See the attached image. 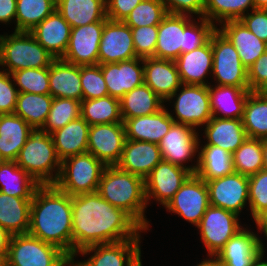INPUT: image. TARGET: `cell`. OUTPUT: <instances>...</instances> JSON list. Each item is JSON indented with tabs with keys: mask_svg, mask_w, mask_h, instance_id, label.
<instances>
[{
	"mask_svg": "<svg viewBox=\"0 0 267 266\" xmlns=\"http://www.w3.org/2000/svg\"><path fill=\"white\" fill-rule=\"evenodd\" d=\"M71 205L72 260L86 247L140 238V232L145 231L127 212L97 192L71 196Z\"/></svg>",
	"mask_w": 267,
	"mask_h": 266,
	"instance_id": "obj_1",
	"label": "cell"
},
{
	"mask_svg": "<svg viewBox=\"0 0 267 266\" xmlns=\"http://www.w3.org/2000/svg\"><path fill=\"white\" fill-rule=\"evenodd\" d=\"M28 234L59 247L72 259L71 196L55 185H40L31 201Z\"/></svg>",
	"mask_w": 267,
	"mask_h": 266,
	"instance_id": "obj_2",
	"label": "cell"
},
{
	"mask_svg": "<svg viewBox=\"0 0 267 266\" xmlns=\"http://www.w3.org/2000/svg\"><path fill=\"white\" fill-rule=\"evenodd\" d=\"M97 193L112 206L127 212L144 230H148L150 225L144 216L147 202L143 178L122 171L117 166H106Z\"/></svg>",
	"mask_w": 267,
	"mask_h": 266,
	"instance_id": "obj_3",
	"label": "cell"
},
{
	"mask_svg": "<svg viewBox=\"0 0 267 266\" xmlns=\"http://www.w3.org/2000/svg\"><path fill=\"white\" fill-rule=\"evenodd\" d=\"M16 164L39 185H54L60 175L61 160L51 134L40 129L33 130L20 150Z\"/></svg>",
	"mask_w": 267,
	"mask_h": 266,
	"instance_id": "obj_4",
	"label": "cell"
},
{
	"mask_svg": "<svg viewBox=\"0 0 267 266\" xmlns=\"http://www.w3.org/2000/svg\"><path fill=\"white\" fill-rule=\"evenodd\" d=\"M54 59L30 32L14 31L11 35H0V66H6L3 71L7 73L46 68Z\"/></svg>",
	"mask_w": 267,
	"mask_h": 266,
	"instance_id": "obj_5",
	"label": "cell"
},
{
	"mask_svg": "<svg viewBox=\"0 0 267 266\" xmlns=\"http://www.w3.org/2000/svg\"><path fill=\"white\" fill-rule=\"evenodd\" d=\"M8 266H71L59 247L29 234L11 235L5 257Z\"/></svg>",
	"mask_w": 267,
	"mask_h": 266,
	"instance_id": "obj_6",
	"label": "cell"
},
{
	"mask_svg": "<svg viewBox=\"0 0 267 266\" xmlns=\"http://www.w3.org/2000/svg\"><path fill=\"white\" fill-rule=\"evenodd\" d=\"M105 165L93 154L86 152L66 158L54 184L70 196L97 192Z\"/></svg>",
	"mask_w": 267,
	"mask_h": 266,
	"instance_id": "obj_7",
	"label": "cell"
},
{
	"mask_svg": "<svg viewBox=\"0 0 267 266\" xmlns=\"http://www.w3.org/2000/svg\"><path fill=\"white\" fill-rule=\"evenodd\" d=\"M212 53L216 85L249 88L247 68L235 46L218 28L212 33Z\"/></svg>",
	"mask_w": 267,
	"mask_h": 266,
	"instance_id": "obj_8",
	"label": "cell"
},
{
	"mask_svg": "<svg viewBox=\"0 0 267 266\" xmlns=\"http://www.w3.org/2000/svg\"><path fill=\"white\" fill-rule=\"evenodd\" d=\"M175 97L174 110L177 119L172 116L173 114L170 113V115L176 123L186 124L196 129L197 126L207 124L213 117L209 86L182 84L165 102Z\"/></svg>",
	"mask_w": 267,
	"mask_h": 266,
	"instance_id": "obj_9",
	"label": "cell"
},
{
	"mask_svg": "<svg viewBox=\"0 0 267 266\" xmlns=\"http://www.w3.org/2000/svg\"><path fill=\"white\" fill-rule=\"evenodd\" d=\"M238 219V215L223 208L212 205L207 208L196 227L209 256H216L226 242L243 229Z\"/></svg>",
	"mask_w": 267,
	"mask_h": 266,
	"instance_id": "obj_10",
	"label": "cell"
},
{
	"mask_svg": "<svg viewBox=\"0 0 267 266\" xmlns=\"http://www.w3.org/2000/svg\"><path fill=\"white\" fill-rule=\"evenodd\" d=\"M209 206L206 182L197 174H191L165 208L197 226Z\"/></svg>",
	"mask_w": 267,
	"mask_h": 266,
	"instance_id": "obj_11",
	"label": "cell"
},
{
	"mask_svg": "<svg viewBox=\"0 0 267 266\" xmlns=\"http://www.w3.org/2000/svg\"><path fill=\"white\" fill-rule=\"evenodd\" d=\"M140 243V238H133L89 246L79 254H94L82 262L72 260L71 266H142Z\"/></svg>",
	"mask_w": 267,
	"mask_h": 266,
	"instance_id": "obj_12",
	"label": "cell"
},
{
	"mask_svg": "<svg viewBox=\"0 0 267 266\" xmlns=\"http://www.w3.org/2000/svg\"><path fill=\"white\" fill-rule=\"evenodd\" d=\"M194 127L174 122L169 132L159 142V148L164 161L187 168L195 174L198 168L196 165L184 166L183 162L192 161V157L199 152V138Z\"/></svg>",
	"mask_w": 267,
	"mask_h": 266,
	"instance_id": "obj_13",
	"label": "cell"
},
{
	"mask_svg": "<svg viewBox=\"0 0 267 266\" xmlns=\"http://www.w3.org/2000/svg\"><path fill=\"white\" fill-rule=\"evenodd\" d=\"M210 205L223 208L239 216L249 201V176L233 172L205 181Z\"/></svg>",
	"mask_w": 267,
	"mask_h": 266,
	"instance_id": "obj_14",
	"label": "cell"
},
{
	"mask_svg": "<svg viewBox=\"0 0 267 266\" xmlns=\"http://www.w3.org/2000/svg\"><path fill=\"white\" fill-rule=\"evenodd\" d=\"M125 141L123 122L90 125L87 152L105 166H116L121 159Z\"/></svg>",
	"mask_w": 267,
	"mask_h": 266,
	"instance_id": "obj_15",
	"label": "cell"
},
{
	"mask_svg": "<svg viewBox=\"0 0 267 266\" xmlns=\"http://www.w3.org/2000/svg\"><path fill=\"white\" fill-rule=\"evenodd\" d=\"M191 174L185 167L162 160L144 179L147 205L154 198L165 207Z\"/></svg>",
	"mask_w": 267,
	"mask_h": 266,
	"instance_id": "obj_16",
	"label": "cell"
},
{
	"mask_svg": "<svg viewBox=\"0 0 267 266\" xmlns=\"http://www.w3.org/2000/svg\"><path fill=\"white\" fill-rule=\"evenodd\" d=\"M105 21L71 28L69 44L61 58L75 65L98 64V53Z\"/></svg>",
	"mask_w": 267,
	"mask_h": 266,
	"instance_id": "obj_17",
	"label": "cell"
},
{
	"mask_svg": "<svg viewBox=\"0 0 267 266\" xmlns=\"http://www.w3.org/2000/svg\"><path fill=\"white\" fill-rule=\"evenodd\" d=\"M131 28L123 21L107 19L99 46L98 64L136 58Z\"/></svg>",
	"mask_w": 267,
	"mask_h": 266,
	"instance_id": "obj_18",
	"label": "cell"
},
{
	"mask_svg": "<svg viewBox=\"0 0 267 266\" xmlns=\"http://www.w3.org/2000/svg\"><path fill=\"white\" fill-rule=\"evenodd\" d=\"M142 64V66L140 65ZM108 95L121 99L126 93L144 83L142 58L100 64Z\"/></svg>",
	"mask_w": 267,
	"mask_h": 266,
	"instance_id": "obj_19",
	"label": "cell"
},
{
	"mask_svg": "<svg viewBox=\"0 0 267 266\" xmlns=\"http://www.w3.org/2000/svg\"><path fill=\"white\" fill-rule=\"evenodd\" d=\"M162 160L158 144L126 139L121 159L116 166L145 179Z\"/></svg>",
	"mask_w": 267,
	"mask_h": 266,
	"instance_id": "obj_20",
	"label": "cell"
},
{
	"mask_svg": "<svg viewBox=\"0 0 267 266\" xmlns=\"http://www.w3.org/2000/svg\"><path fill=\"white\" fill-rule=\"evenodd\" d=\"M259 238L256 233L243 228L226 242L215 257L224 266H252L265 249Z\"/></svg>",
	"mask_w": 267,
	"mask_h": 266,
	"instance_id": "obj_21",
	"label": "cell"
},
{
	"mask_svg": "<svg viewBox=\"0 0 267 266\" xmlns=\"http://www.w3.org/2000/svg\"><path fill=\"white\" fill-rule=\"evenodd\" d=\"M29 32L55 59L64 56L69 44L71 26L57 9Z\"/></svg>",
	"mask_w": 267,
	"mask_h": 266,
	"instance_id": "obj_22",
	"label": "cell"
},
{
	"mask_svg": "<svg viewBox=\"0 0 267 266\" xmlns=\"http://www.w3.org/2000/svg\"><path fill=\"white\" fill-rule=\"evenodd\" d=\"M144 83L166 101L182 82L175 61L149 57L143 59Z\"/></svg>",
	"mask_w": 267,
	"mask_h": 266,
	"instance_id": "obj_23",
	"label": "cell"
},
{
	"mask_svg": "<svg viewBox=\"0 0 267 266\" xmlns=\"http://www.w3.org/2000/svg\"><path fill=\"white\" fill-rule=\"evenodd\" d=\"M174 122L164 106L154 114L126 119L123 123L126 139L159 144Z\"/></svg>",
	"mask_w": 267,
	"mask_h": 266,
	"instance_id": "obj_24",
	"label": "cell"
},
{
	"mask_svg": "<svg viewBox=\"0 0 267 266\" xmlns=\"http://www.w3.org/2000/svg\"><path fill=\"white\" fill-rule=\"evenodd\" d=\"M175 64L182 84L209 86L204 78L213 70L212 35L205 45L181 53Z\"/></svg>",
	"mask_w": 267,
	"mask_h": 266,
	"instance_id": "obj_25",
	"label": "cell"
},
{
	"mask_svg": "<svg viewBox=\"0 0 267 266\" xmlns=\"http://www.w3.org/2000/svg\"><path fill=\"white\" fill-rule=\"evenodd\" d=\"M49 88L53 98H71L82 101L80 66L54 59L49 66Z\"/></svg>",
	"mask_w": 267,
	"mask_h": 266,
	"instance_id": "obj_26",
	"label": "cell"
},
{
	"mask_svg": "<svg viewBox=\"0 0 267 266\" xmlns=\"http://www.w3.org/2000/svg\"><path fill=\"white\" fill-rule=\"evenodd\" d=\"M219 25L222 27L218 29L235 46L242 64L247 69L265 53L266 43L253 34L240 20H229Z\"/></svg>",
	"mask_w": 267,
	"mask_h": 266,
	"instance_id": "obj_27",
	"label": "cell"
},
{
	"mask_svg": "<svg viewBox=\"0 0 267 266\" xmlns=\"http://www.w3.org/2000/svg\"><path fill=\"white\" fill-rule=\"evenodd\" d=\"M184 53V15L167 13L158 25L155 58L175 61Z\"/></svg>",
	"mask_w": 267,
	"mask_h": 266,
	"instance_id": "obj_28",
	"label": "cell"
},
{
	"mask_svg": "<svg viewBox=\"0 0 267 266\" xmlns=\"http://www.w3.org/2000/svg\"><path fill=\"white\" fill-rule=\"evenodd\" d=\"M33 128L15 113L0 114V156L16 161Z\"/></svg>",
	"mask_w": 267,
	"mask_h": 266,
	"instance_id": "obj_29",
	"label": "cell"
},
{
	"mask_svg": "<svg viewBox=\"0 0 267 266\" xmlns=\"http://www.w3.org/2000/svg\"><path fill=\"white\" fill-rule=\"evenodd\" d=\"M204 130L207 139L205 145H213L228 151L235 152L246 140L247 135L242 119H227L213 116Z\"/></svg>",
	"mask_w": 267,
	"mask_h": 266,
	"instance_id": "obj_30",
	"label": "cell"
},
{
	"mask_svg": "<svg viewBox=\"0 0 267 266\" xmlns=\"http://www.w3.org/2000/svg\"><path fill=\"white\" fill-rule=\"evenodd\" d=\"M89 129L90 125L80 116L51 133L61 162L71 156L87 152Z\"/></svg>",
	"mask_w": 267,
	"mask_h": 266,
	"instance_id": "obj_31",
	"label": "cell"
},
{
	"mask_svg": "<svg viewBox=\"0 0 267 266\" xmlns=\"http://www.w3.org/2000/svg\"><path fill=\"white\" fill-rule=\"evenodd\" d=\"M249 92V88L223 85H215L214 88L213 85H209L213 116L227 119H242L244 105Z\"/></svg>",
	"mask_w": 267,
	"mask_h": 266,
	"instance_id": "obj_32",
	"label": "cell"
},
{
	"mask_svg": "<svg viewBox=\"0 0 267 266\" xmlns=\"http://www.w3.org/2000/svg\"><path fill=\"white\" fill-rule=\"evenodd\" d=\"M56 9L71 28L108 19L106 0H56Z\"/></svg>",
	"mask_w": 267,
	"mask_h": 266,
	"instance_id": "obj_33",
	"label": "cell"
},
{
	"mask_svg": "<svg viewBox=\"0 0 267 266\" xmlns=\"http://www.w3.org/2000/svg\"><path fill=\"white\" fill-rule=\"evenodd\" d=\"M31 201L0 191V227L10 235L28 234Z\"/></svg>",
	"mask_w": 267,
	"mask_h": 266,
	"instance_id": "obj_34",
	"label": "cell"
},
{
	"mask_svg": "<svg viewBox=\"0 0 267 266\" xmlns=\"http://www.w3.org/2000/svg\"><path fill=\"white\" fill-rule=\"evenodd\" d=\"M164 107L162 100L147 84L143 83L120 99L122 121L139 116H148Z\"/></svg>",
	"mask_w": 267,
	"mask_h": 266,
	"instance_id": "obj_35",
	"label": "cell"
},
{
	"mask_svg": "<svg viewBox=\"0 0 267 266\" xmlns=\"http://www.w3.org/2000/svg\"><path fill=\"white\" fill-rule=\"evenodd\" d=\"M39 186V183L19 167L16 161H4L0 166V191L2 193L32 199Z\"/></svg>",
	"mask_w": 267,
	"mask_h": 266,
	"instance_id": "obj_36",
	"label": "cell"
},
{
	"mask_svg": "<svg viewBox=\"0 0 267 266\" xmlns=\"http://www.w3.org/2000/svg\"><path fill=\"white\" fill-rule=\"evenodd\" d=\"M195 172L204 181L223 177L234 172L232 154L220 147L204 145L198 152Z\"/></svg>",
	"mask_w": 267,
	"mask_h": 266,
	"instance_id": "obj_37",
	"label": "cell"
},
{
	"mask_svg": "<svg viewBox=\"0 0 267 266\" xmlns=\"http://www.w3.org/2000/svg\"><path fill=\"white\" fill-rule=\"evenodd\" d=\"M242 122L248 138L267 139V94L249 92Z\"/></svg>",
	"mask_w": 267,
	"mask_h": 266,
	"instance_id": "obj_38",
	"label": "cell"
},
{
	"mask_svg": "<svg viewBox=\"0 0 267 266\" xmlns=\"http://www.w3.org/2000/svg\"><path fill=\"white\" fill-rule=\"evenodd\" d=\"M52 100L50 94L18 93L14 113L34 130L41 129L49 114Z\"/></svg>",
	"mask_w": 267,
	"mask_h": 266,
	"instance_id": "obj_39",
	"label": "cell"
},
{
	"mask_svg": "<svg viewBox=\"0 0 267 266\" xmlns=\"http://www.w3.org/2000/svg\"><path fill=\"white\" fill-rule=\"evenodd\" d=\"M80 114L89 125L123 122L120 113V99L109 95L82 100Z\"/></svg>",
	"mask_w": 267,
	"mask_h": 266,
	"instance_id": "obj_40",
	"label": "cell"
},
{
	"mask_svg": "<svg viewBox=\"0 0 267 266\" xmlns=\"http://www.w3.org/2000/svg\"><path fill=\"white\" fill-rule=\"evenodd\" d=\"M56 10V0H17L14 31H31Z\"/></svg>",
	"mask_w": 267,
	"mask_h": 266,
	"instance_id": "obj_41",
	"label": "cell"
},
{
	"mask_svg": "<svg viewBox=\"0 0 267 266\" xmlns=\"http://www.w3.org/2000/svg\"><path fill=\"white\" fill-rule=\"evenodd\" d=\"M234 171L251 176L263 168L262 139L246 138L242 145L232 153Z\"/></svg>",
	"mask_w": 267,
	"mask_h": 266,
	"instance_id": "obj_42",
	"label": "cell"
},
{
	"mask_svg": "<svg viewBox=\"0 0 267 266\" xmlns=\"http://www.w3.org/2000/svg\"><path fill=\"white\" fill-rule=\"evenodd\" d=\"M248 8L255 9L253 0H205L204 18L212 24L240 20Z\"/></svg>",
	"mask_w": 267,
	"mask_h": 266,
	"instance_id": "obj_43",
	"label": "cell"
},
{
	"mask_svg": "<svg viewBox=\"0 0 267 266\" xmlns=\"http://www.w3.org/2000/svg\"><path fill=\"white\" fill-rule=\"evenodd\" d=\"M80 110L81 101L71 98H53L47 119L40 130L51 134L79 118Z\"/></svg>",
	"mask_w": 267,
	"mask_h": 266,
	"instance_id": "obj_44",
	"label": "cell"
},
{
	"mask_svg": "<svg viewBox=\"0 0 267 266\" xmlns=\"http://www.w3.org/2000/svg\"><path fill=\"white\" fill-rule=\"evenodd\" d=\"M18 93L50 94L49 67L27 68L11 73Z\"/></svg>",
	"mask_w": 267,
	"mask_h": 266,
	"instance_id": "obj_45",
	"label": "cell"
},
{
	"mask_svg": "<svg viewBox=\"0 0 267 266\" xmlns=\"http://www.w3.org/2000/svg\"><path fill=\"white\" fill-rule=\"evenodd\" d=\"M166 14L161 0H143L123 22L130 28L159 25Z\"/></svg>",
	"mask_w": 267,
	"mask_h": 266,
	"instance_id": "obj_46",
	"label": "cell"
},
{
	"mask_svg": "<svg viewBox=\"0 0 267 266\" xmlns=\"http://www.w3.org/2000/svg\"><path fill=\"white\" fill-rule=\"evenodd\" d=\"M190 18L193 17L184 15V53L205 45L217 28L215 24H212L204 17L198 18L200 25L195 20L193 22V19L191 20Z\"/></svg>",
	"mask_w": 267,
	"mask_h": 266,
	"instance_id": "obj_47",
	"label": "cell"
},
{
	"mask_svg": "<svg viewBox=\"0 0 267 266\" xmlns=\"http://www.w3.org/2000/svg\"><path fill=\"white\" fill-rule=\"evenodd\" d=\"M80 78L82 85V100L101 98L108 95L100 64L81 65Z\"/></svg>",
	"mask_w": 267,
	"mask_h": 266,
	"instance_id": "obj_48",
	"label": "cell"
},
{
	"mask_svg": "<svg viewBox=\"0 0 267 266\" xmlns=\"http://www.w3.org/2000/svg\"><path fill=\"white\" fill-rule=\"evenodd\" d=\"M248 204L253 219L267 209V171L260 170L249 176Z\"/></svg>",
	"mask_w": 267,
	"mask_h": 266,
	"instance_id": "obj_49",
	"label": "cell"
},
{
	"mask_svg": "<svg viewBox=\"0 0 267 266\" xmlns=\"http://www.w3.org/2000/svg\"><path fill=\"white\" fill-rule=\"evenodd\" d=\"M131 31L136 56L142 59L154 57L158 25L131 28Z\"/></svg>",
	"mask_w": 267,
	"mask_h": 266,
	"instance_id": "obj_50",
	"label": "cell"
},
{
	"mask_svg": "<svg viewBox=\"0 0 267 266\" xmlns=\"http://www.w3.org/2000/svg\"><path fill=\"white\" fill-rule=\"evenodd\" d=\"M10 77V73L0 69V114L14 113L16 107L18 88Z\"/></svg>",
	"mask_w": 267,
	"mask_h": 266,
	"instance_id": "obj_51",
	"label": "cell"
},
{
	"mask_svg": "<svg viewBox=\"0 0 267 266\" xmlns=\"http://www.w3.org/2000/svg\"><path fill=\"white\" fill-rule=\"evenodd\" d=\"M247 71L249 90L267 94V43L265 53Z\"/></svg>",
	"mask_w": 267,
	"mask_h": 266,
	"instance_id": "obj_52",
	"label": "cell"
},
{
	"mask_svg": "<svg viewBox=\"0 0 267 266\" xmlns=\"http://www.w3.org/2000/svg\"><path fill=\"white\" fill-rule=\"evenodd\" d=\"M167 13L204 17L205 0H161ZM190 14V15H189Z\"/></svg>",
	"mask_w": 267,
	"mask_h": 266,
	"instance_id": "obj_53",
	"label": "cell"
},
{
	"mask_svg": "<svg viewBox=\"0 0 267 266\" xmlns=\"http://www.w3.org/2000/svg\"><path fill=\"white\" fill-rule=\"evenodd\" d=\"M240 21L259 39L267 43V10L253 9L246 13Z\"/></svg>",
	"mask_w": 267,
	"mask_h": 266,
	"instance_id": "obj_54",
	"label": "cell"
},
{
	"mask_svg": "<svg viewBox=\"0 0 267 266\" xmlns=\"http://www.w3.org/2000/svg\"><path fill=\"white\" fill-rule=\"evenodd\" d=\"M143 0H106V15L112 21H124Z\"/></svg>",
	"mask_w": 267,
	"mask_h": 266,
	"instance_id": "obj_55",
	"label": "cell"
},
{
	"mask_svg": "<svg viewBox=\"0 0 267 266\" xmlns=\"http://www.w3.org/2000/svg\"><path fill=\"white\" fill-rule=\"evenodd\" d=\"M17 0H0V22L9 23L16 17Z\"/></svg>",
	"mask_w": 267,
	"mask_h": 266,
	"instance_id": "obj_56",
	"label": "cell"
},
{
	"mask_svg": "<svg viewBox=\"0 0 267 266\" xmlns=\"http://www.w3.org/2000/svg\"><path fill=\"white\" fill-rule=\"evenodd\" d=\"M254 221L256 223L257 229L260 230V232H264V235H266L267 237V209L258 214L254 218Z\"/></svg>",
	"mask_w": 267,
	"mask_h": 266,
	"instance_id": "obj_57",
	"label": "cell"
},
{
	"mask_svg": "<svg viewBox=\"0 0 267 266\" xmlns=\"http://www.w3.org/2000/svg\"><path fill=\"white\" fill-rule=\"evenodd\" d=\"M11 235L0 227V253H7Z\"/></svg>",
	"mask_w": 267,
	"mask_h": 266,
	"instance_id": "obj_58",
	"label": "cell"
},
{
	"mask_svg": "<svg viewBox=\"0 0 267 266\" xmlns=\"http://www.w3.org/2000/svg\"><path fill=\"white\" fill-rule=\"evenodd\" d=\"M210 258L204 259V261H201V263L196 266H224L215 256H211Z\"/></svg>",
	"mask_w": 267,
	"mask_h": 266,
	"instance_id": "obj_59",
	"label": "cell"
},
{
	"mask_svg": "<svg viewBox=\"0 0 267 266\" xmlns=\"http://www.w3.org/2000/svg\"><path fill=\"white\" fill-rule=\"evenodd\" d=\"M262 151H263V168L267 171V139H262Z\"/></svg>",
	"mask_w": 267,
	"mask_h": 266,
	"instance_id": "obj_60",
	"label": "cell"
},
{
	"mask_svg": "<svg viewBox=\"0 0 267 266\" xmlns=\"http://www.w3.org/2000/svg\"><path fill=\"white\" fill-rule=\"evenodd\" d=\"M264 252L262 251L257 258L254 260L252 266H267V261L263 260ZM263 260V261H262Z\"/></svg>",
	"mask_w": 267,
	"mask_h": 266,
	"instance_id": "obj_61",
	"label": "cell"
},
{
	"mask_svg": "<svg viewBox=\"0 0 267 266\" xmlns=\"http://www.w3.org/2000/svg\"><path fill=\"white\" fill-rule=\"evenodd\" d=\"M255 9H267V0H253Z\"/></svg>",
	"mask_w": 267,
	"mask_h": 266,
	"instance_id": "obj_62",
	"label": "cell"
},
{
	"mask_svg": "<svg viewBox=\"0 0 267 266\" xmlns=\"http://www.w3.org/2000/svg\"><path fill=\"white\" fill-rule=\"evenodd\" d=\"M7 253H0V266H3L6 263L5 257Z\"/></svg>",
	"mask_w": 267,
	"mask_h": 266,
	"instance_id": "obj_63",
	"label": "cell"
},
{
	"mask_svg": "<svg viewBox=\"0 0 267 266\" xmlns=\"http://www.w3.org/2000/svg\"><path fill=\"white\" fill-rule=\"evenodd\" d=\"M5 160L0 156V166L2 165V163L4 162Z\"/></svg>",
	"mask_w": 267,
	"mask_h": 266,
	"instance_id": "obj_64",
	"label": "cell"
}]
</instances>
